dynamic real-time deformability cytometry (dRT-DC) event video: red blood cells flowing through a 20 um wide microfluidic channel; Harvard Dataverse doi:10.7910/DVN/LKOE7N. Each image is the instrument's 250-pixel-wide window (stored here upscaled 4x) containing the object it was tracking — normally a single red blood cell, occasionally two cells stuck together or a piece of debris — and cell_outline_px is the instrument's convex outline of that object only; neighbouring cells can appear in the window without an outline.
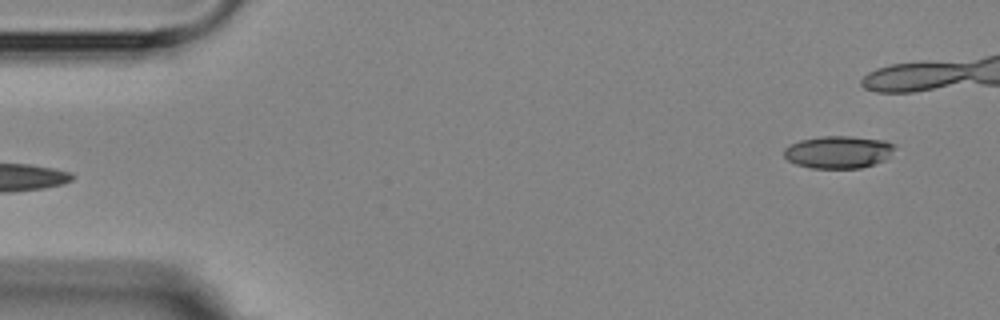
{"species": "Egyptian fruit bat (a non-hibernating species)", "species_latin": "Rousettus aegyptiacus", "temperature_condition": "room temperature", "stored_images_in_passage": 5, "segment_of_instrument_passage": [2, 2], "camera_frame_rate_fps": 3000, "um_per_image_px": 0.085, "animal": {"sex": "female"}, "frame": {"image": 1, "passage_image": 5, "time_ms": 4.333, "image_size_px": [1000, 320], "cell_outline_px": [[896, 148], [884, 160], [860, 168], [812, 168], [796, 164], [788, 160], [784, 156], [784, 148], [800, 140], [820, 136], [852, 136], [884, 140], [896, 144]], "centroid_in_image_um": [71.27, 12.91], "position_along_channel_um": 13.7, "area_um2": 20.92}}